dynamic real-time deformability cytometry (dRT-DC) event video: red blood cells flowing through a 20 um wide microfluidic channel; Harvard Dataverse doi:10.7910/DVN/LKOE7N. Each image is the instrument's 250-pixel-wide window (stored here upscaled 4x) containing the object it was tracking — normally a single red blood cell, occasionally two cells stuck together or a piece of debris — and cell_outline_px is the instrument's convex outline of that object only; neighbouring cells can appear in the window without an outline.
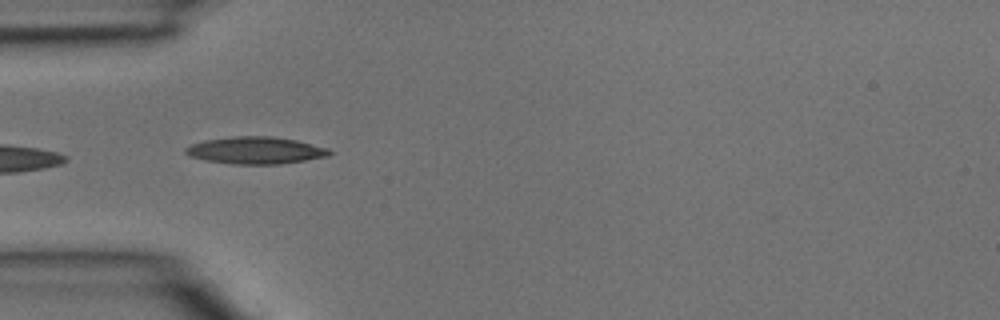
{"species": "common noctule bat (a hibernating species)", "species_latin": "Nyctalus noctula", "temperature_condition": "room temperature", "stored_images_in_passage": 3, "camera_frame_rate_fps": 3000, "um_per_image_px": 0.085, "animal": {"sex": "male", "body_mass_g": 15.6}, "frame": {"image": 1, "passage_image": 3, "time_ms": 0.667, "image_size_px": [1000, 320], "cell_outline_px": [[332, 152], [328, 156], [280, 164], [232, 164], [208, 160], [192, 156], [184, 152], [184, 148], [192, 144], [204, 140], [232, 136], [272, 136], [296, 140], [328, 148]], "centroid_in_image_um": [21.73, 12.77], "position_along_channel_um": 63.3, "area_um2": 22.54}}